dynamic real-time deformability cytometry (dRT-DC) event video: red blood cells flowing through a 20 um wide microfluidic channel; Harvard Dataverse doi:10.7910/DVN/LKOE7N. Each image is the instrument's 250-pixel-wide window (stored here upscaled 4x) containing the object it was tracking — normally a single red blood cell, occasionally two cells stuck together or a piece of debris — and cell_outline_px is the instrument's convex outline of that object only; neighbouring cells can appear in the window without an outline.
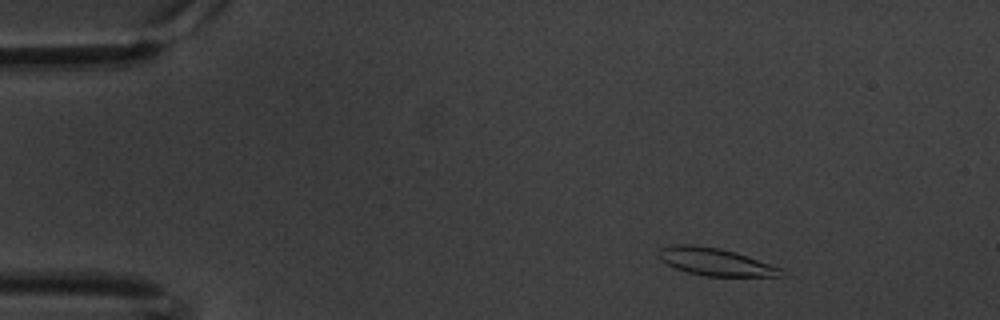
{"species": "common noctule bat (a hibernating species)", "species_latin": "Nyctalus noctula", "temperature_condition": "warm", "stored_images_in_passage": 58, "camera_frame_rate_fps": 3000, "um_per_image_px": 0.085, "animal": {"sex": "male", "body_mass_g": 20.1, "forearm_length_mm": 53.5}, "frame": {"image": 1, "passage_image": 6, "time_ms": 1.667, "image_size_px": [1000, 320], "cell_outline_px": [[784, 268], [776, 276], [704, 276], [688, 272], [676, 268], [660, 260], [660, 248], [668, 244], [696, 244], [720, 248], [736, 252]], "centroid_in_image_um": [60.77, 22.23], "position_along_channel_um": 24.2, "area_um2": 19.59}}
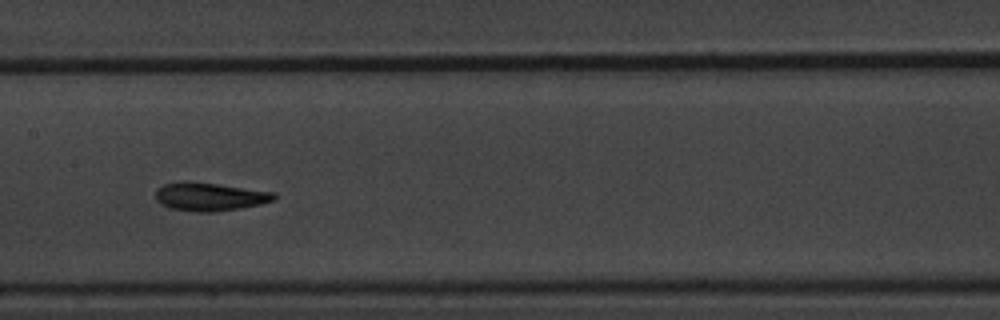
{"frame": {"image": 2, "passage_image": 28, "time_ms": 9.0, "image_size_px": [1000, 320], "cell_outline_px": [[276, 200], [260, 204], [240, 208], [212, 212], [196, 212], [168, 208], [160, 204], [156, 200], [156, 188], [164, 184], [180, 180], [184, 180], [216, 184], [276, 192]], "centroid_in_image_um": [17.79, 16.71], "position_along_channel_um": 189.6, "area_um2": 19.77}}
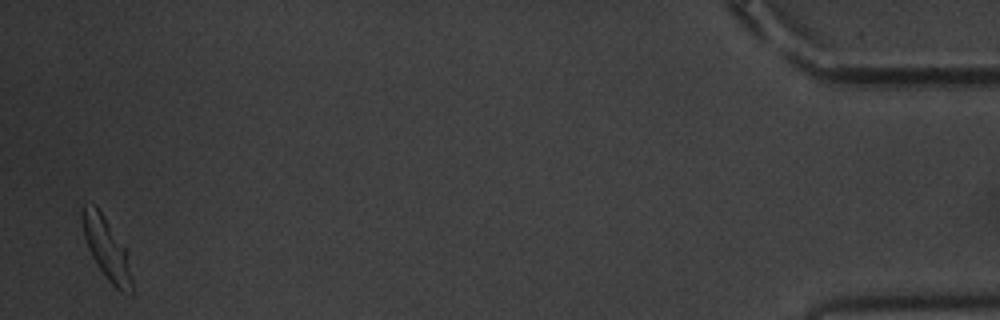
{"frame": {"image": 3, "passage_image": 57, "time_ms": 18.667, "image_size_px": [1000, 320], "cell_outline_px": [[132, 296], [120, 292], [104, 276], [96, 264], [88, 248], [84, 236], [80, 220], [80, 208], [84, 204], [96, 204], [124, 244], [132, 280]], "centroid_in_image_um": [9.03, 21.09], "position_along_channel_um": 426.2, "area_um2": 18.21}, "authors_computed_cell_mechanics": {"area_um2": 18.8428, "velocity_mm_per_s": 3.3237, "shape_relaxation_time_tau1_ms": 3.2542, "shape_relaxation_time_tau2_ms": 2.1205, "deformation_change_tau1": 0.1728, "deformation_change_tau2": 0.0834}}